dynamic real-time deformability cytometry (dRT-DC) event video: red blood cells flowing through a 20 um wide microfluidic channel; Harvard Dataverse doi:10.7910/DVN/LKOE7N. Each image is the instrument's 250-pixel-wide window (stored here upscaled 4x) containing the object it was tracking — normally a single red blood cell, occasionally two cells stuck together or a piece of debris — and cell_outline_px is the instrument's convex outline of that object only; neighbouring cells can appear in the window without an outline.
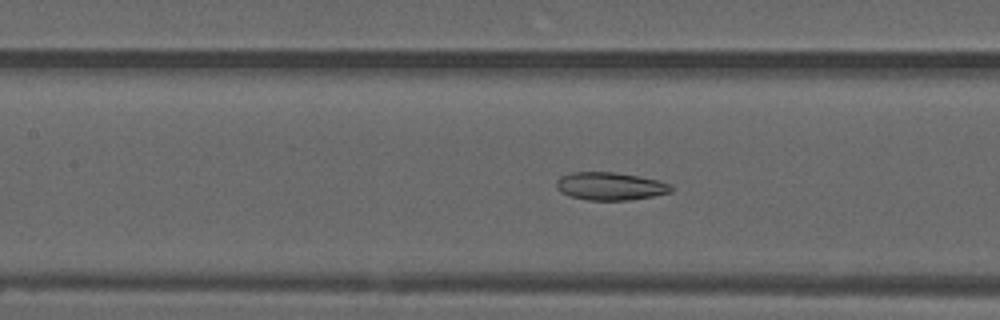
{"species": "common noctule bat (a hibernating species)", "species_latin": "Nyctalus noctula", "temperature_condition": "warm", "stored_images_in_passage": 54, "camera_frame_rate_fps": 3000, "um_per_image_px": 0.085, "animal": {"sex": "male", "forearm_length_mm": 52.5}, "frame": {"image": 1, "passage_image": 24, "time_ms": 7.667, "image_size_px": [1000, 320], "cell_outline_px": [[676, 188], [672, 192], [652, 196], [628, 200], [588, 200], [568, 196], [560, 192], [556, 188], [556, 180], [560, 176], [572, 172], [616, 172], [656, 180], [668, 184]], "centroid_in_image_um": [51.82, 15.83], "position_along_channel_um": 155.6, "area_um2": 18.67}}
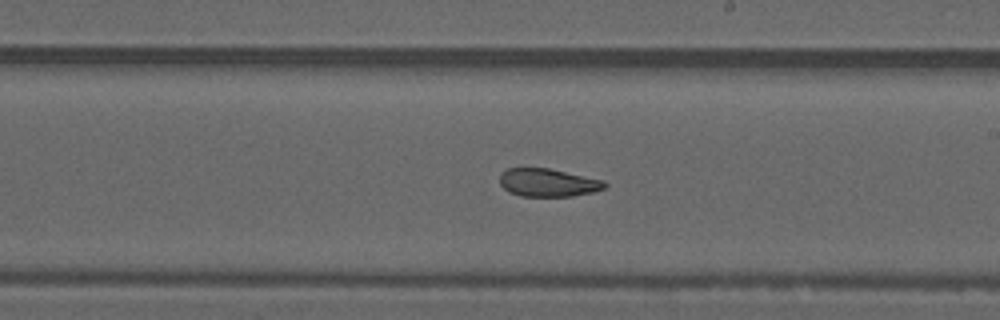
{"frame": {"image": 2, "passage_image": 31, "time_ms": 10.0, "image_size_px": [1000, 320], "cell_outline_px": [[608, 184], [604, 188], [592, 192], [572, 196], [520, 196], [508, 192], [500, 184], [500, 172], [508, 168], [548, 168], [604, 180]], "centroid_in_image_um": [46.56, 15.52], "position_along_channel_um": 242.4, "area_um2": 17.17}}
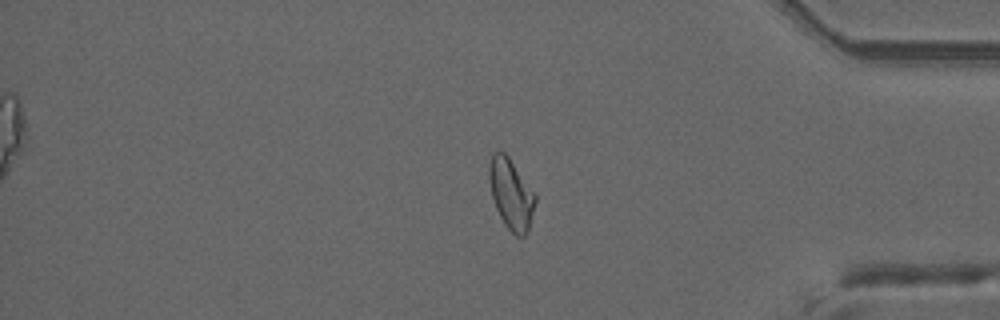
{"frame": {"image": 3, "passage_image": 45, "time_ms": 14.667, "image_size_px": [1000, 320], "cell_outline_px": [[536, 200], [528, 232], [524, 236], [516, 236], [504, 224], [496, 208], [492, 196], [488, 176], [488, 164], [492, 152], [504, 152], [508, 156], [536, 196]], "centroid_in_image_um": [43.42, 16.49], "position_along_channel_um": 391.8, "area_um2": 18.73}, "authors_computed_cell_mechanics": {"area_um2": 19.5942, "velocity_mm_per_s": 3.7438, "shape_relaxation_time_tau1_ms": null, "shape_relaxation_time_tau2_ms": 2.3171, "deformation_change_tau1": null, "deformation_change_tau2": 0.0839}}